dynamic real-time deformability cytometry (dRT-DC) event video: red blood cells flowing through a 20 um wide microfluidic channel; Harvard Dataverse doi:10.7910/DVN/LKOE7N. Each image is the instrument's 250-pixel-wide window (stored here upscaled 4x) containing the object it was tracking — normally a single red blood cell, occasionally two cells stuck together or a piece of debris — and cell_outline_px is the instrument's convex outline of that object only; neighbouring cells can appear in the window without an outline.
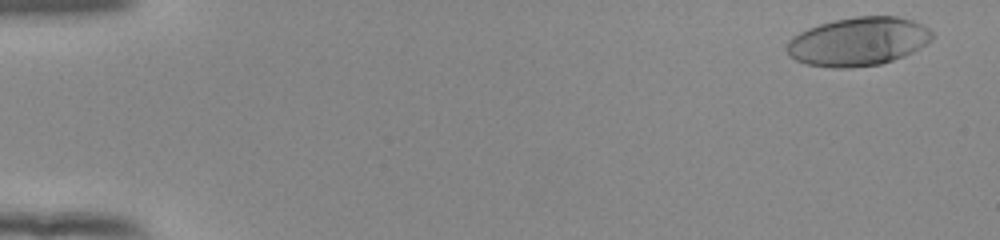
{"species": "human", "species_latin": "Homo sapiens", "temperature_condition": "room temperature", "stored_images_in_passage": 54, "camera_frame_rate_fps": 3000, "um_per_image_px": 0.085, "donor": {"sex": "female"}, "frame": {"image": 1, "passage_image": 3, "time_ms": 0.667, "image_size_px": [1000, 240], "cell_outline_px": [[932, 40], [920, 48], [904, 56], [880, 64], [852, 68], [832, 68], [804, 64], [788, 56], [788, 40], [792, 36], [808, 28], [820, 24], [836, 20], [856, 16], [896, 16], [912, 20], [928, 28], [932, 32]], "centroid_in_image_um": [72.94, 3.54], "position_along_channel_um": 12.1, "area_um2": 41.15}}
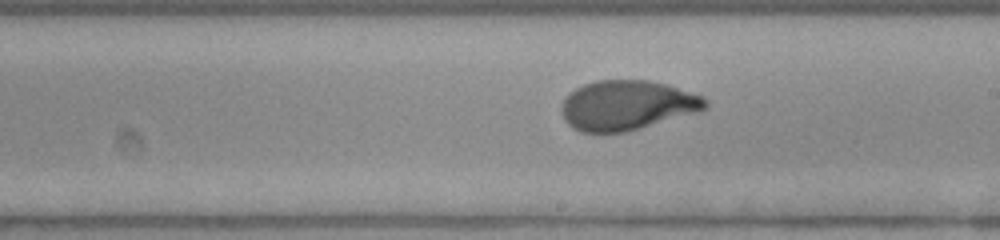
{"frame": {"image": 2, "passage_image": 32, "time_ms": 10.333, "image_size_px": [1000, 240], "cell_outline_px": [[708, 108], [700, 112], [640, 128], [624, 132], [580, 132], [572, 128], [564, 120], [560, 108], [568, 92], [584, 84], [596, 80], [648, 80], [664, 84], [704, 96], [708, 100]], "centroid_in_image_um": [53.3, 8.95], "position_along_channel_um": 235.7, "area_um2": 41.91}}
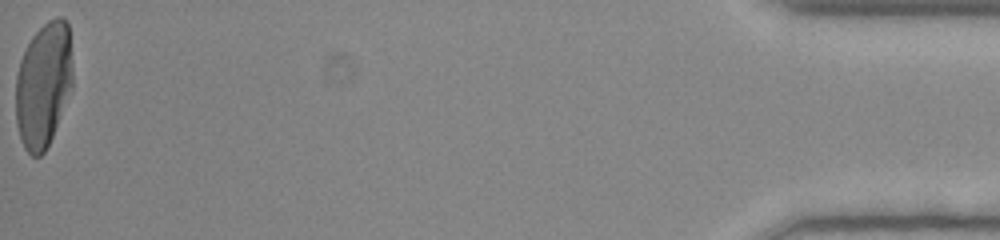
{"frame": {"image": 3, "passage_image": 54, "time_ms": 17.667, "image_size_px": [1000, 240], "cell_outline_px": [[72, 88], [52, 136], [44, 152], [40, 156], [32, 156], [24, 148], [20, 140], [16, 124], [16, 76], [20, 60], [32, 36], [48, 20], [56, 16], [60, 16], [68, 24], [72, 64]], "centroid_in_image_um": [3.68, 7.21], "position_along_channel_um": 431.5, "area_um2": 41.44}, "authors_computed_cell_mechanics": {"area_um2": 41.3559, "velocity_mm_per_s": 3.9085, "shape_relaxation_time_tau1_ms": 5.8446, "shape_relaxation_time_tau2_ms": null, "deformation_change_tau1": 0.2631, "deformation_change_tau2": null}}